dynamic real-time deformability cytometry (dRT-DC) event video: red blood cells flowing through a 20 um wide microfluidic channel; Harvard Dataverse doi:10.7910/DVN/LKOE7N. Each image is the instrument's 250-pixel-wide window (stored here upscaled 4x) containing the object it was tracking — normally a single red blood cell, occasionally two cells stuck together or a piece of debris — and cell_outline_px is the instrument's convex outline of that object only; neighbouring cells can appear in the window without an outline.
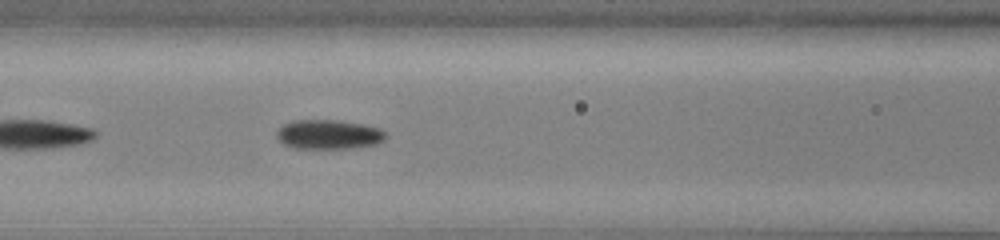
{"species": "common noctule bat (a hibernating species)", "species_latin": "Nyctalus noctula", "temperature_condition": "cold", "stored_images_in_passage": 24, "camera_frame_rate_fps": 3000, "um_per_image_px": 0.085, "animal": {"sex": "male", "body_mass_g": 13.0, "forearm_length_mm": 53.1}, "frame": {"image": 1, "passage_image": 8, "time_ms": 2.333, "image_size_px": [1000, 240], "cell_outline_px": [[388, 136], [384, 140], [376, 144], [352, 148], [292, 148], [284, 144], [276, 136], [276, 132], [284, 124], [292, 120], [336, 120], [364, 124], [380, 128], [388, 132]], "centroid_in_image_um": [27.98, 11.42], "position_along_channel_um": 138.6, "area_um2": 18.84}}